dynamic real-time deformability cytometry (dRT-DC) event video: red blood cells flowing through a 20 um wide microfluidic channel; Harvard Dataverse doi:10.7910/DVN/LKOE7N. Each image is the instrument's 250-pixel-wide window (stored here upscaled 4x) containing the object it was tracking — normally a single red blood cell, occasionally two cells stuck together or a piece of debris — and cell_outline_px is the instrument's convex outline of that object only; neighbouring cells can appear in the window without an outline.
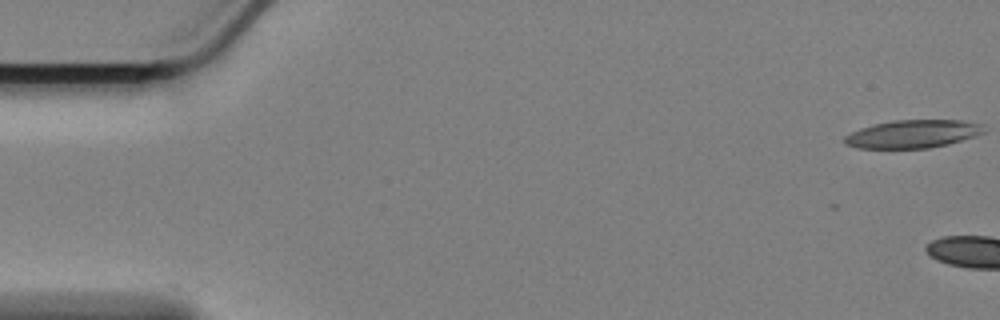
{"species": "Egyptian fruit bat (a non-hibernating species)", "species_latin": "Rousettus aegyptiacus", "temperature_condition": "cold", "stored_images_in_passage": 4, "camera_frame_rate_fps": 3000, "um_per_image_px": 0.085, "animal": {"sex": "female"}, "frame": {"image": 1, "passage_image": 1, "time_ms": 0.0, "image_size_px": [1000, 320], "cell_outline_px": [[984, 132], [948, 144], [928, 148], [856, 148], [844, 144], [844, 136], [860, 128], [872, 124], [892, 120], [960, 120], [984, 124]], "centroid_in_image_um": [77.54, 11.38], "position_along_channel_um": 7.5, "area_um2": 22.72}}